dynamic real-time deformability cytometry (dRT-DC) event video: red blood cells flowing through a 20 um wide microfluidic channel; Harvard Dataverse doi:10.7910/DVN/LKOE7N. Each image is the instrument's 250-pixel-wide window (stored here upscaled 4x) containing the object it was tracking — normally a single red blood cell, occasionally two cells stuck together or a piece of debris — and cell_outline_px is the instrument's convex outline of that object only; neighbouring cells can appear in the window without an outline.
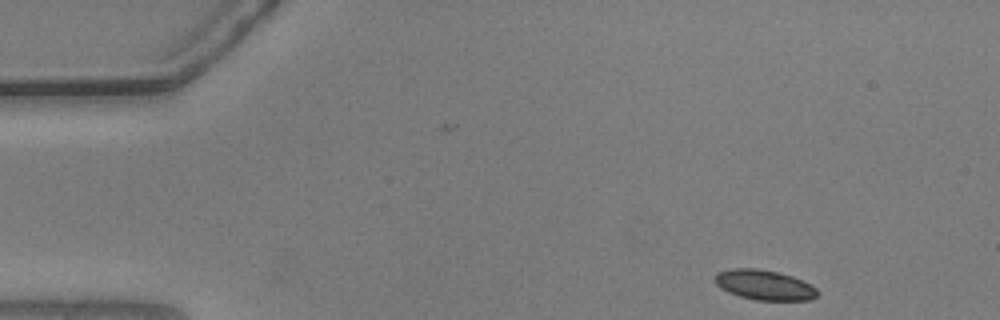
{"species": "common noctule bat (a hibernating species)", "species_latin": "Nyctalus noctula", "temperature_condition": "warm", "stored_images_in_passage": 10, "camera_frame_rate_fps": 3000, "um_per_image_px": 0.085, "animal": {"sex": "male", "body_mass_g": 20.5, "forearm_length_mm": 52.5}, "frame": {"image": 1, "passage_image": 1, "time_ms": 0.0, "image_size_px": [1000, 320], "cell_outline_px": [[820, 292], [812, 300], [756, 300], [740, 296], [728, 292], [720, 288], [716, 284], [716, 272], [732, 268], [756, 268], [776, 272], [792, 276], [812, 284]], "centroid_in_image_um": [65.0, 24.22], "position_along_channel_um": 20.0, "area_um2": 17.98}}